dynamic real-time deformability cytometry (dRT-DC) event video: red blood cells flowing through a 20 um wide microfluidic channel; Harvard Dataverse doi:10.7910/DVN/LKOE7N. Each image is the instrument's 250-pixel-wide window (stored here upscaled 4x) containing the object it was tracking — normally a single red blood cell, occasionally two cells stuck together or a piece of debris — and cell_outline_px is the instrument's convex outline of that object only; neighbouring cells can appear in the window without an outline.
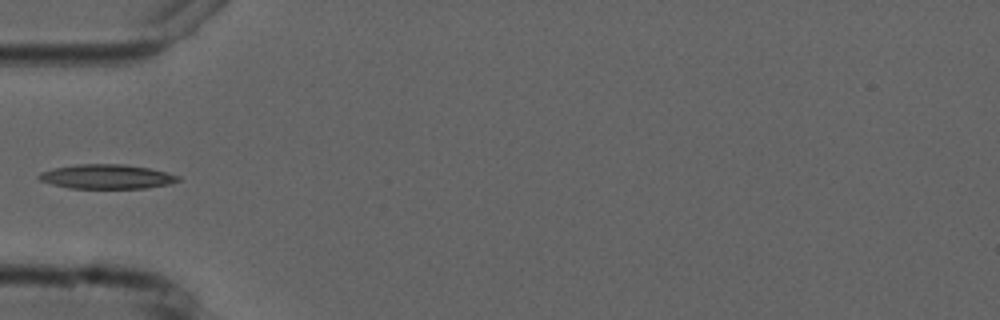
{"species": "common noctule bat (a hibernating species)", "species_latin": "Nyctalus noctula", "temperature_condition": "cold", "stored_images_in_passage": 6, "camera_frame_rate_fps": 3000, "um_per_image_px": 0.085, "animal": {"sex": "male", "forearm_length_mm": 52.5}, "frame": {"image": 1, "passage_image": 5, "time_ms": 5.667, "image_size_px": [1000, 320], "cell_outline_px": [[180, 180], [172, 184], [144, 188], [68, 188], [52, 184], [40, 180], [36, 176], [40, 172], [52, 168], [76, 164], [124, 164], [148, 168], [168, 172], [180, 176]], "centroid_in_image_um": [9.07, 15.01], "position_along_channel_um": 75.9, "area_um2": 19.94}}
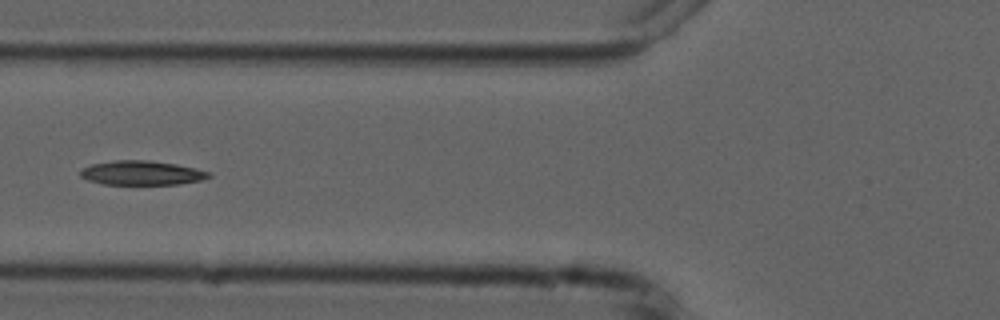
{"frame": {"image": 2, "passage_image": 6, "time_ms": 6.667, "image_size_px": [1000, 320], "cell_outline_px": [[212, 176], [200, 180], [180, 184], [104, 184], [88, 180], [80, 176], [80, 172], [84, 168], [92, 164], [116, 160], [148, 160], [176, 164], [196, 168], [208, 172]], "centroid_in_image_um": [12.05, 14.69], "position_along_channel_um": 113.7, "area_um2": 17.98}}